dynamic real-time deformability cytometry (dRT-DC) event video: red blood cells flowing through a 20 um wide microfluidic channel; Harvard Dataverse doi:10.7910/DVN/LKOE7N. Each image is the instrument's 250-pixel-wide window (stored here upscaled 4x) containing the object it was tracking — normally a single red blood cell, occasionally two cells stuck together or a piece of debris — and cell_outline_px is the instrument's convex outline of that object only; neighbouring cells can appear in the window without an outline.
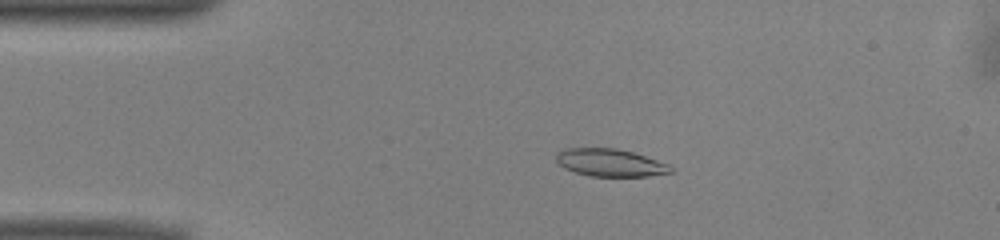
{"species": "common noctule bat (a hibernating species)", "species_latin": "Nyctalus noctula", "temperature_condition": "warm", "stored_images_in_passage": 50, "camera_frame_rate_fps": 3000, "um_per_image_px": 0.085, "animal": {"sex": "male", "body_mass_g": 13.0, "forearm_length_mm": 53.1}, "frame": {"image": 1, "passage_image": 9, "time_ms": 2.667, "image_size_px": [1000, 240], "cell_outline_px": [[672, 172], [648, 176], [588, 176], [564, 168], [556, 160], [556, 152], [564, 148], [616, 148], [632, 152], [668, 164], [672, 168]], "centroid_in_image_um": [51.82, 13.82], "position_along_channel_um": 33.2, "area_um2": 18.26}}
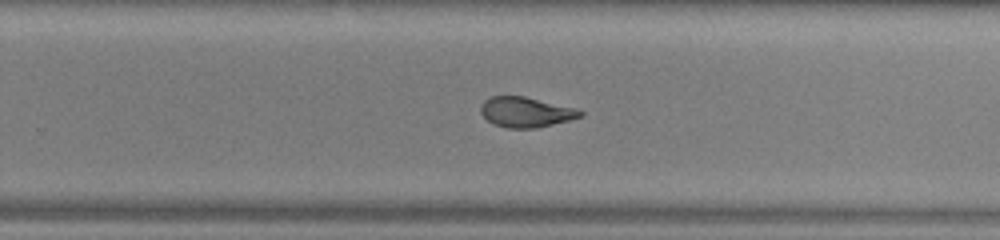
{"frame": {"image": 2, "passage_image": 31, "time_ms": 10.0, "image_size_px": [1000, 240], "cell_outline_px": [[584, 116], [536, 128], [508, 128], [492, 124], [480, 112], [480, 108], [484, 100], [492, 96], [524, 96], [576, 108], [584, 112]], "centroid_in_image_um": [44.69, 9.53], "position_along_channel_um": 285.1, "area_um2": 17.46}}
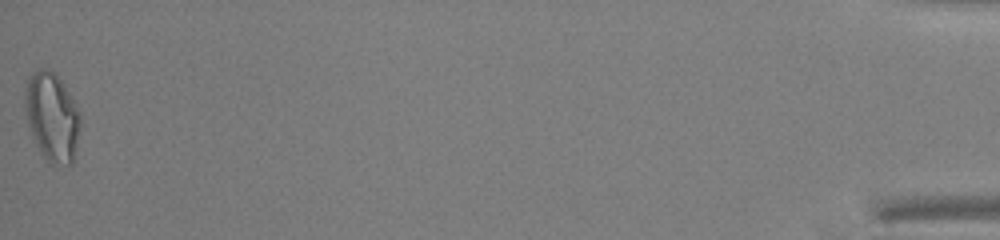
{"frame": {"image": 3, "passage_image": 50, "time_ms": 16.333, "image_size_px": [1000, 240], "cell_outline_px": [[80, 124], [72, 164], [48, 164], [40, 152], [32, 136], [28, 124], [24, 108], [24, 88], [28, 76], [32, 72], [40, 68], [48, 68], [64, 84], [80, 112]], "centroid_in_image_um": [4.38, 9.91], "position_along_channel_um": 430.8, "area_um2": 28.73}, "authors_computed_cell_mechanics": {"area_um2": 18.785, "velocity_mm_per_s": 3.9751, "shape_relaxation_time_tau1_ms": 8.299, "shape_relaxation_time_tau2_ms": 1.3723, "deformation_change_tau1": 0.2265, "deformation_change_tau2": 0.0785}}